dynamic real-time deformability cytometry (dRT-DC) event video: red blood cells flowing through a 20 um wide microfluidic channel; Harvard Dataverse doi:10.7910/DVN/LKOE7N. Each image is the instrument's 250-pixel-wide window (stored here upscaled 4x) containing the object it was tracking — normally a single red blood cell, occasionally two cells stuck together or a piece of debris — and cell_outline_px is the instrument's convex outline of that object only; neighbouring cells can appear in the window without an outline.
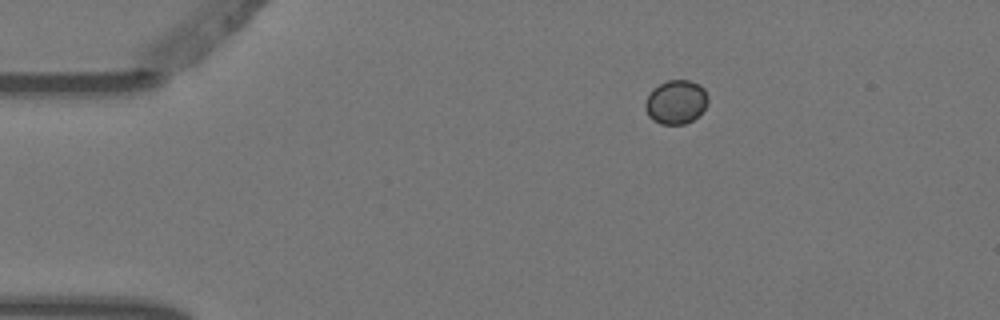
{"species": "Egyptian fruit bat (a non-hibernating species)", "species_latin": "Rousettus aegyptiacus", "temperature_condition": "warm", "stored_images_in_passage": 3, "camera_frame_rate_fps": 3000, "um_per_image_px": 0.085, "animal": {"sex": "female"}, "frame": {"image": 1, "passage_image": 1, "time_ms": 0.0, "image_size_px": [1000, 320], "cell_outline_px": [[708, 104], [692, 120], [684, 124], [660, 124], [652, 120], [648, 116], [644, 108], [644, 104], [652, 88], [668, 80], [688, 80], [700, 84], [704, 88], [708, 96]], "centroid_in_image_um": [57.44, 8.67], "position_along_channel_um": 27.6, "area_um2": 16.13}}